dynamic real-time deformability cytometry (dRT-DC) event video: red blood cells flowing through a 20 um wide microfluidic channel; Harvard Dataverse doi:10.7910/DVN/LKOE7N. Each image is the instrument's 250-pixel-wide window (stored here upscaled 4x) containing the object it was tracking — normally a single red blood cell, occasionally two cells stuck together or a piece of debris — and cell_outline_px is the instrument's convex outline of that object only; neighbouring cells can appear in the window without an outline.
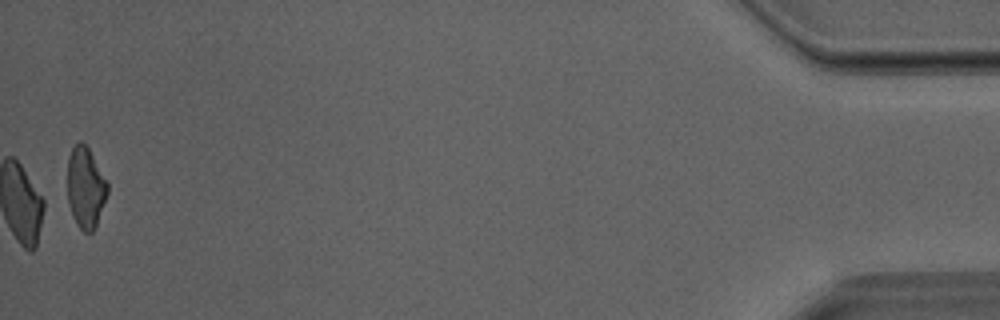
{"species": "Egyptian fruit bat (a non-hibernating species)", "species_latin": "Rousettus aegyptiacus", "temperature_condition": "room temperature", "stored_images_in_passage": 31, "camera_frame_rate_fps": 3000, "um_per_image_px": 0.085, "animal": {"sex": "male"}, "frame": {"image": 1, "passage_image": 31, "time_ms": 10.0, "image_size_px": [1000, 320], "cell_outline_px": [[108, 192], [96, 224], [92, 232], [84, 232], [76, 224], [72, 216], [68, 204], [68, 156], [72, 148], [80, 140], [88, 148], [108, 184]], "centroid_in_image_um": [7.25, 15.96], "position_along_channel_um": 427.9, "area_um2": 18.61}}